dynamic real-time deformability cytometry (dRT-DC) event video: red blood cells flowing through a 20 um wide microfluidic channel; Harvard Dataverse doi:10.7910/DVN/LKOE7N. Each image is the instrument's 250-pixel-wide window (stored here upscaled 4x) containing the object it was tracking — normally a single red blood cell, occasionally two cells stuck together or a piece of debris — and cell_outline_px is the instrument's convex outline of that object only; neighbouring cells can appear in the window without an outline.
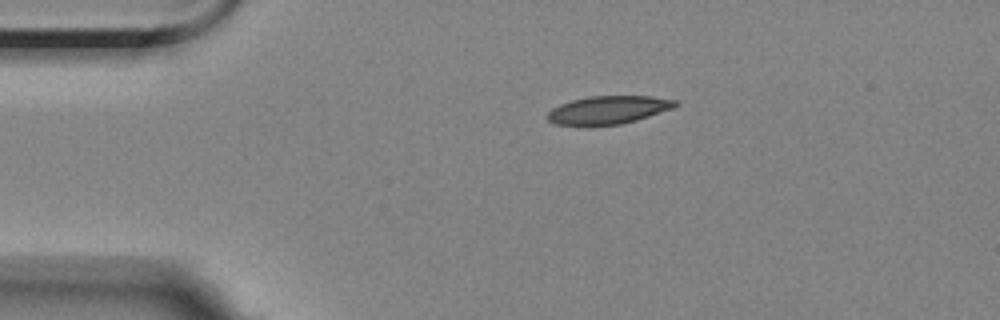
{"species": "Egyptian fruit bat (a non-hibernating species)", "species_latin": "Rousettus aegyptiacus", "temperature_condition": "room temperature", "stored_images_in_passage": 2, "camera_frame_rate_fps": 3000, "um_per_image_px": 0.085, "animal": {"sex": "female"}, "frame": {"image": 1, "passage_image": 1, "time_ms": 0.0, "image_size_px": [1000, 320], "cell_outline_px": [[680, 104], [672, 108], [636, 120], [620, 124], [556, 124], [548, 120], [548, 112], [552, 108], [560, 104], [572, 100], [588, 96], [652, 96], [676, 100]], "centroid_in_image_um": [51.73, 9.31], "position_along_channel_um": 33.3, "area_um2": 20.46}}